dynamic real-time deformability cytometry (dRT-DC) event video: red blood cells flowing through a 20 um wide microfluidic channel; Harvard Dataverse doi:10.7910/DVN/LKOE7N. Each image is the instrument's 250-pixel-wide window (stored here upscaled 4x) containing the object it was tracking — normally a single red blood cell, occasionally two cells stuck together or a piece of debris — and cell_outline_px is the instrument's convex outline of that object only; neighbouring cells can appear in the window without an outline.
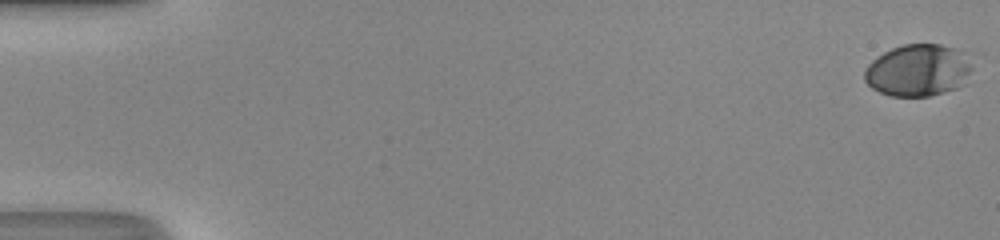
{"species": "human", "species_latin": "Homo sapiens", "temperature_condition": "room temperature", "stored_images_in_passage": 50, "camera_frame_rate_fps": 3000, "um_per_image_px": 0.085, "donor": {"sex": "male"}, "frame": {"image": 1, "passage_image": 1, "time_ms": 0.0, "image_size_px": [1000, 240], "cell_outline_px": [[972, 68], [964, 84], [956, 88], [928, 96], [892, 96], [880, 92], [872, 88], [864, 80], [864, 72], [868, 64], [872, 60], [884, 52], [892, 48], [904, 44], [940, 44], [956, 48], [960, 52]], "centroid_in_image_um": [77.99, 5.98], "position_along_channel_um": 7.0, "area_um2": 32.25}}
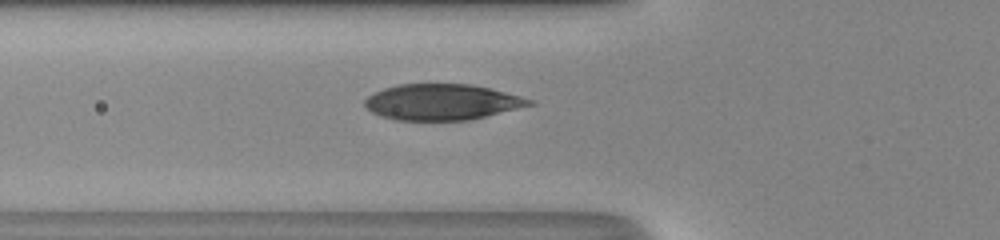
{"frame": {"image": 2, "passage_image": 20, "time_ms": 6.333, "image_size_px": [1000, 240], "cell_outline_px": [[536, 104], [472, 120], [396, 120], [372, 112], [364, 104], [364, 100], [368, 96], [384, 88], [396, 84], [468, 84], [488, 88], [536, 100]], "centroid_in_image_um": [37.61, 8.68], "position_along_channel_um": 88.2, "area_um2": 34.39}}
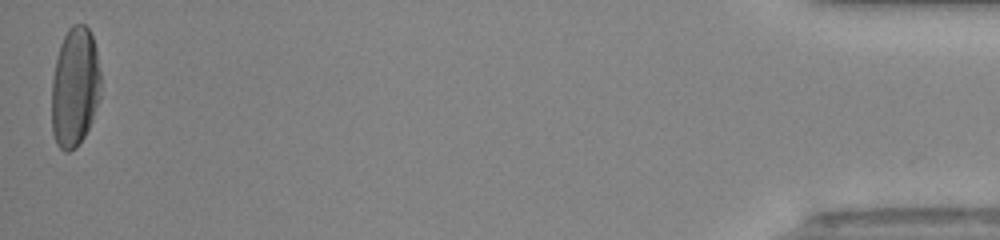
{"frame": {"image": 3, "passage_image": 50, "time_ms": 16.333, "image_size_px": [1000, 240], "cell_outline_px": [[100, 100], [92, 120], [84, 136], [76, 148], [68, 152], [64, 152], [56, 144], [52, 132], [52, 80], [56, 60], [60, 44], [68, 28], [72, 24], [84, 24], [88, 28], [92, 36], [96, 48], [100, 72]], "centroid_in_image_um": [6.36, 7.42], "position_along_channel_um": 428.8, "area_um2": 34.51}, "authors_computed_cell_mechanics": {"area_um2": 34.4488, "velocity_mm_per_s": 4.3241, "shape_relaxation_time_tau1_ms": 4.088, "shape_relaxation_time_tau2_ms": null, "deformation_change_tau1": 0.2244, "deformation_change_tau2": null}}